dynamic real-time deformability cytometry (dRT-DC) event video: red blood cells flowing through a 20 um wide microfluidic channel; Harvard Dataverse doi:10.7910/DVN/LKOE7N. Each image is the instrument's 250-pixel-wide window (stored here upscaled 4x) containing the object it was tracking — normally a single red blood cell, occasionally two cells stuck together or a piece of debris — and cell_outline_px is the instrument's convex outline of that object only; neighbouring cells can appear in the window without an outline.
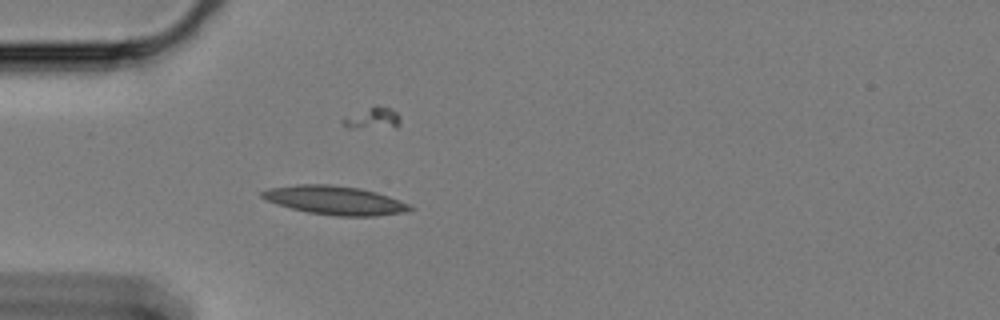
{"species": "Egyptian fruit bat (a non-hibernating species)", "species_latin": "Rousettus aegyptiacus", "temperature_condition": "cold", "stored_images_in_passage": 22, "camera_frame_rate_fps": 3000, "um_per_image_px": 0.085, "animal": {"sex": "female"}, "frame": {"image": 1, "passage_image": 6, "time_ms": 1.667, "image_size_px": [1000, 320], "cell_outline_px": [[416, 208], [404, 212], [376, 216], [336, 216], [308, 212], [276, 204], [264, 200], [260, 196], [260, 192], [268, 188], [296, 184], [328, 184], [360, 188], [376, 192], [388, 196], [408, 204]], "centroid_in_image_um": [28.42, 17.02], "position_along_channel_um": 56.6, "area_um2": 24.8}}
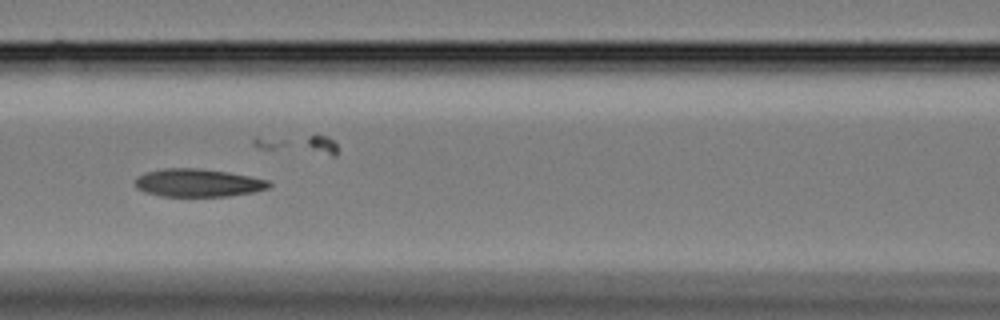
{"frame": {"image": 2, "passage_image": 15, "time_ms": 4.667, "image_size_px": [1000, 320], "cell_outline_px": [[272, 184], [268, 188], [252, 192], [228, 196], [160, 196], [144, 192], [136, 188], [136, 180], [140, 176], [148, 172], [164, 168], [196, 168], [228, 172], [268, 180]], "centroid_in_image_um": [16.84, 15.55], "position_along_channel_um": 149.8, "area_um2": 21.56}}
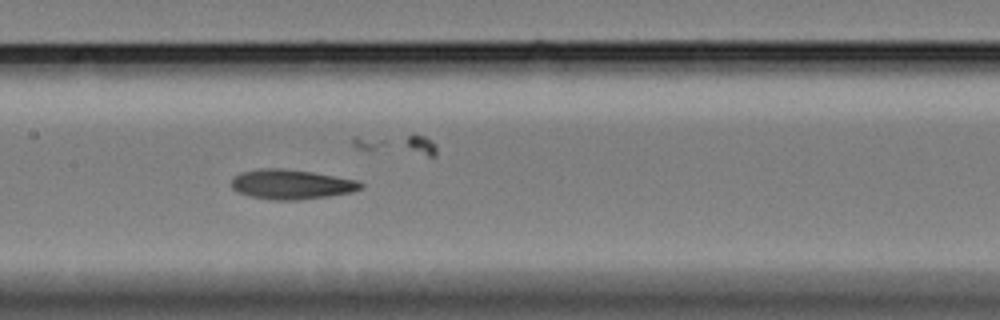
{"frame": {"image": 3, "passage_image": 18, "time_ms": 5.667, "image_size_px": [1000, 320], "cell_outline_px": [[364, 188], [352, 192], [328, 196], [300, 200], [272, 200], [252, 196], [236, 192], [232, 188], [232, 180], [240, 172], [260, 168], [284, 168], [312, 172], [360, 180], [364, 184]], "centroid_in_image_um": [24.81, 15.66], "position_along_channel_um": 182.6, "area_um2": 22.6}}